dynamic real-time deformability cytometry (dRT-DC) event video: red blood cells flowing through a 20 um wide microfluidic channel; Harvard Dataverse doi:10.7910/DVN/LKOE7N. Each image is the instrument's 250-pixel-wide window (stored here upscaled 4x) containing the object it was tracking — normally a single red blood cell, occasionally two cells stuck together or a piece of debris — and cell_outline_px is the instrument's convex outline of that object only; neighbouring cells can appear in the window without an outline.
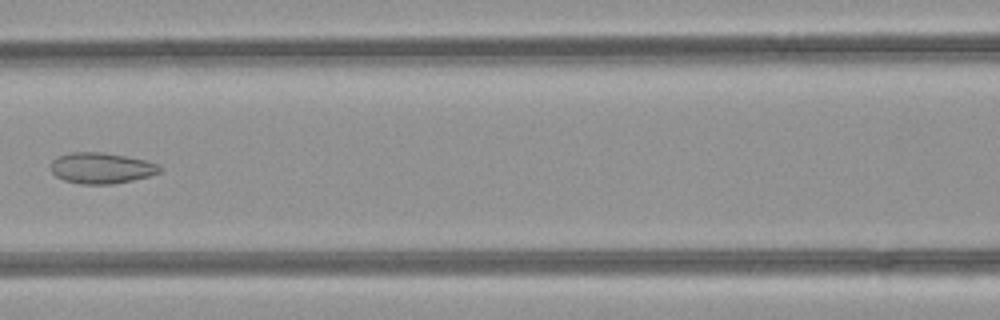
{"species": "common noctule bat (a hibernating species)", "species_latin": "Nyctalus noctula", "temperature_condition": "room temperature", "stored_images_in_passage": 5, "camera_frame_rate_fps": 3000, "um_per_image_px": 0.085, "animal": {"sex": "female", "body_mass_g": 21.9}, "frame": {"image": 1, "passage_image": 4, "time_ms": 1.0, "image_size_px": [1000, 320], "cell_outline_px": [[164, 168], [160, 172], [148, 176], [132, 180], [112, 184], [80, 184], [64, 180], [56, 176], [48, 168], [52, 160], [60, 156], [72, 152], [104, 152], [144, 160], [156, 164]], "centroid_in_image_um": [8.58, 14.29], "position_along_channel_um": 158.0, "area_um2": 19.59}}
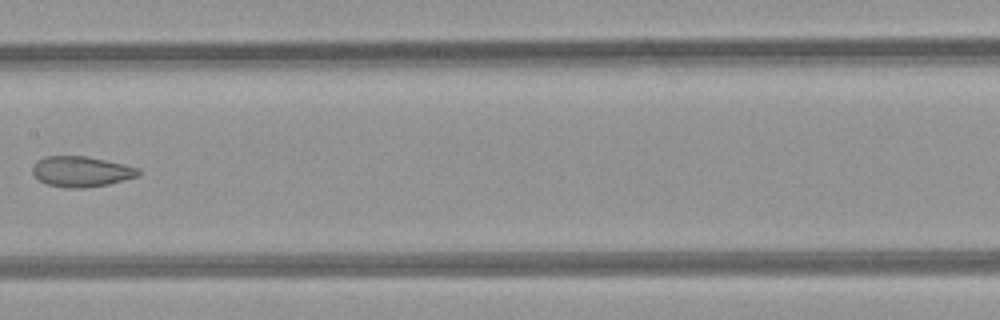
{"frame": {"image": 2, "passage_image": 5, "time_ms": 1.333, "image_size_px": [1000, 320], "cell_outline_px": [[140, 172], [136, 176], [124, 180], [108, 184], [84, 188], [64, 188], [48, 184], [40, 180], [32, 172], [32, 164], [36, 160], [44, 156], [84, 156], [124, 164], [136, 168]], "centroid_in_image_um": [6.84, 14.58], "position_along_channel_um": 200.6, "area_um2": 18.67}}